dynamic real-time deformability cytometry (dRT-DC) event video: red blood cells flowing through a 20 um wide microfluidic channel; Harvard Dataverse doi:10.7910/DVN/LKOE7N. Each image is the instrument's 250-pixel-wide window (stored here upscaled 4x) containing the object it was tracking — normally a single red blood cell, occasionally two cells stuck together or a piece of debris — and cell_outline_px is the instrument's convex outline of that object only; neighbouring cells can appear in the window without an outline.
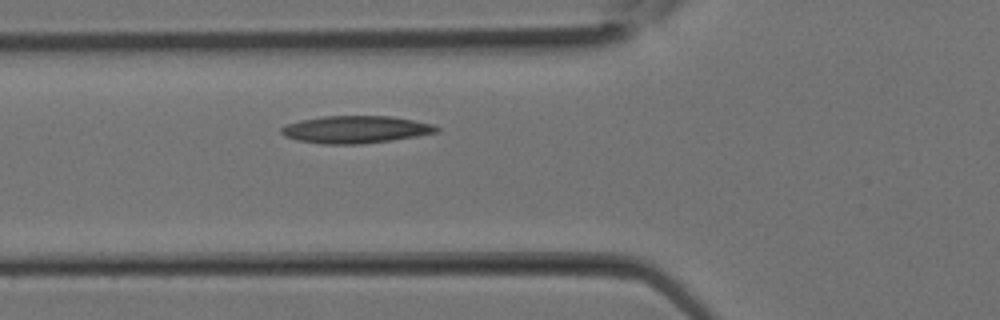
{"species": "Egyptian fruit bat (a non-hibernating species)", "species_latin": "Rousettus aegyptiacus", "temperature_condition": "room temperature", "stored_images_in_passage": 14, "camera_frame_rate_fps": 3000, "um_per_image_px": 0.085, "animal": {"sex": "female"}, "frame": {"image": 1, "passage_image": 5, "time_ms": 1.333, "image_size_px": [1000, 320], "cell_outline_px": [[440, 132], [392, 140], [360, 144], [324, 144], [296, 140], [284, 136], [280, 132], [280, 128], [288, 124], [300, 120], [324, 116], [388, 116], [412, 120], [432, 124], [440, 128]], "centroid_in_image_um": [30.21, 11.01], "position_along_channel_um": 95.6, "area_um2": 24.68}}
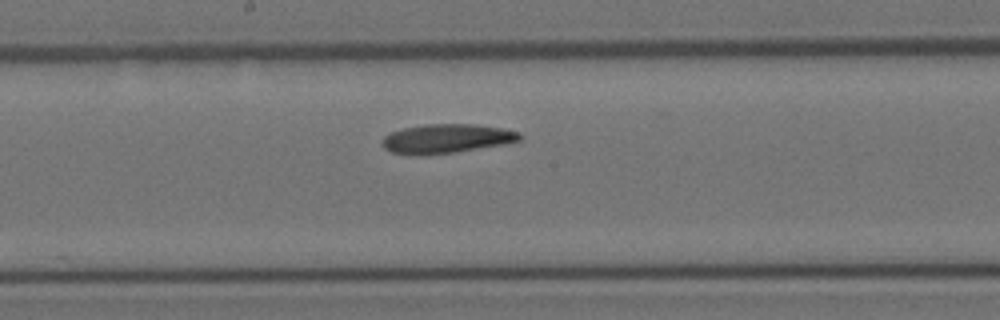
{"frame": {"image": 2, "passage_image": 10, "time_ms": 3.0, "image_size_px": [1000, 320], "cell_outline_px": [[524, 136], [520, 140], [504, 144], [456, 152], [424, 156], [416, 156], [392, 152], [384, 148], [380, 144], [384, 136], [392, 132], [404, 128], [424, 124], [472, 124], [504, 128], [520, 132]], "centroid_in_image_um": [37.95, 11.79], "position_along_channel_um": 210.3, "area_um2": 23.64}}
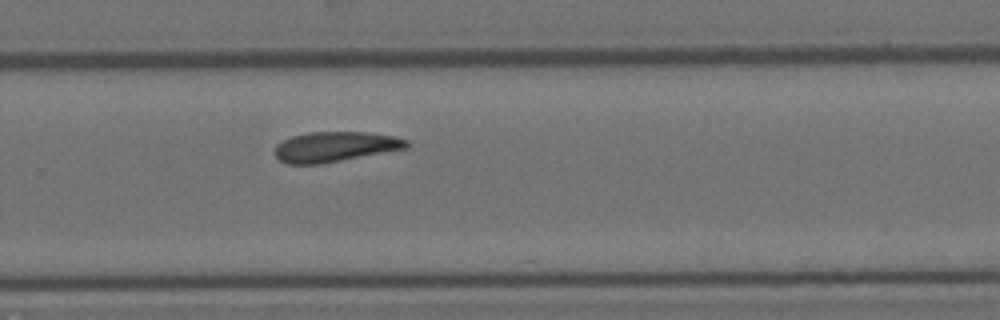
{"frame": {"image": 3, "passage_image": 14, "time_ms": 4.333, "image_size_px": [1000, 320], "cell_outline_px": [[412, 144], [408, 148], [320, 164], [288, 164], [280, 160], [272, 152], [276, 144], [292, 136], [308, 132], [364, 132], [392, 136], [408, 140]], "centroid_in_image_um": [28.47, 12.47], "position_along_channel_um": 301.3, "area_um2": 23.18}}